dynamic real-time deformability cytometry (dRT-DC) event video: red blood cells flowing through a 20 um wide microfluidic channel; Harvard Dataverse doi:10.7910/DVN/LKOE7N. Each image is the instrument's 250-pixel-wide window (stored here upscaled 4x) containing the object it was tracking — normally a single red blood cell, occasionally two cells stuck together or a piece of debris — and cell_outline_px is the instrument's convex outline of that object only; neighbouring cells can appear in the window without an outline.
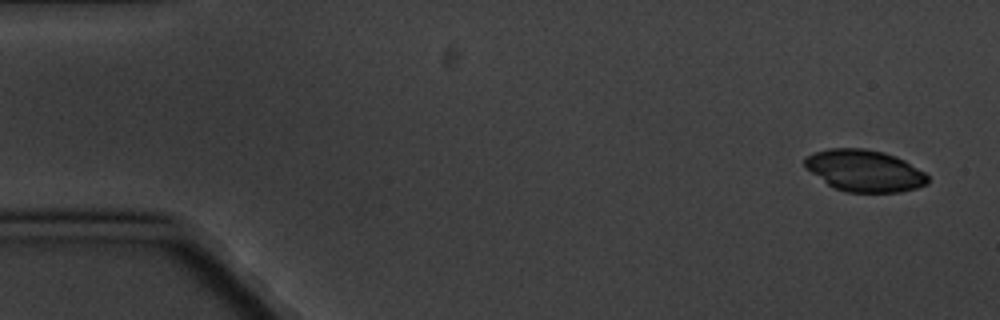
{"species": "common noctule bat (a hibernating species)", "species_latin": "Nyctalus noctula", "temperature_condition": "cold", "stored_images_in_passage": 5, "camera_frame_rate_fps": 3000, "um_per_image_px": 0.085, "animal": {"sex": "male", "body_mass_g": 20.1, "forearm_length_mm": 53.5}, "frame": {"image": 1, "passage_image": 1, "time_ms": 0.0, "image_size_px": [1000, 320], "cell_outline_px": [[928, 184], [916, 188], [900, 192], [844, 192], [832, 188], [804, 168], [804, 156], [828, 148], [864, 148], [884, 152], [896, 156], [904, 160], [924, 172], [928, 176]], "centroid_in_image_um": [73.44, 14.51], "position_along_channel_um": 11.6, "area_um2": 30.23}}